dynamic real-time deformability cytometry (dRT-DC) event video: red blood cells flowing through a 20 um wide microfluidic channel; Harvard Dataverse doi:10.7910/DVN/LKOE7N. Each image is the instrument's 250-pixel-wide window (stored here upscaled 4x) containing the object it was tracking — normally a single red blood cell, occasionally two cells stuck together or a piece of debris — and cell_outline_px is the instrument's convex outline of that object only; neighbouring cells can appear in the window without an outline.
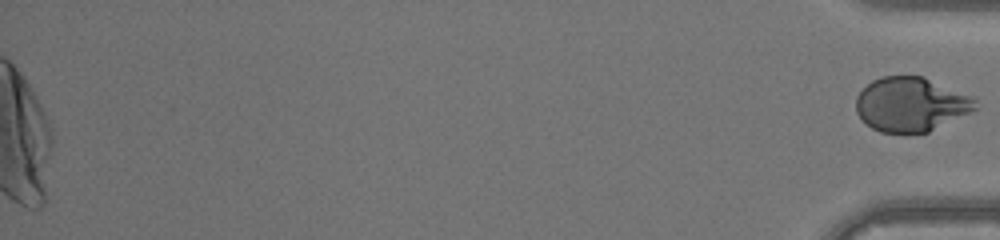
{"species": "human", "species_latin": "Homo sapiens", "temperature_condition": "warm", "stored_images_in_passage": 45, "segment_of_instrument_passage": [2, 2], "camera_frame_rate_fps": 3000, "um_per_image_px": 0.085, "donor": {"sex": "male"}, "frame": {"image": 1, "passage_image": 45, "time_ms": 14.667, "image_size_px": [1000, 240], "cell_outline_px": [[980, 108], [928, 132], [908, 136], [880, 132], [872, 128], [856, 112], [856, 96], [872, 80], [884, 76], [924, 76], [972, 96], [976, 100]], "centroid_in_image_um": [77.46, 8.9], "position_along_channel_um": 357.7, "area_um2": 38.38}}